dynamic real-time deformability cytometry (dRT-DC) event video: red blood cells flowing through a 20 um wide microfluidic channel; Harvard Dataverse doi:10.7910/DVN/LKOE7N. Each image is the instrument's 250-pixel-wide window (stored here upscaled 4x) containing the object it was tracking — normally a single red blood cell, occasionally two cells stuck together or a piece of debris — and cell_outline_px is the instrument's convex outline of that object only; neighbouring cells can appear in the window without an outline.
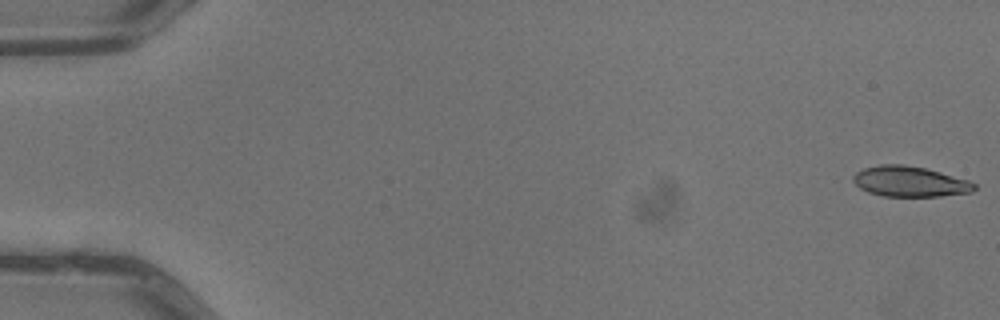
{"species": "common noctule bat (a hibernating species)", "species_latin": "Nyctalus noctula", "temperature_condition": "warm", "stored_images_in_passage": 5, "camera_frame_rate_fps": 3000, "um_per_image_px": 0.085, "animal": {"sex": "male", "body_mass_g": 13.3}, "frame": {"image": 1, "passage_image": 1, "time_ms": 0.0, "image_size_px": [1000, 320], "cell_outline_px": [[976, 188], [972, 192], [940, 196], [880, 196], [868, 192], [860, 188], [852, 180], [852, 176], [856, 172], [864, 168], [880, 164], [904, 164], [924, 168], [940, 172], [968, 180], [976, 184]], "centroid_in_image_um": [77.31, 15.43], "position_along_channel_um": 7.7, "area_um2": 21.5}}
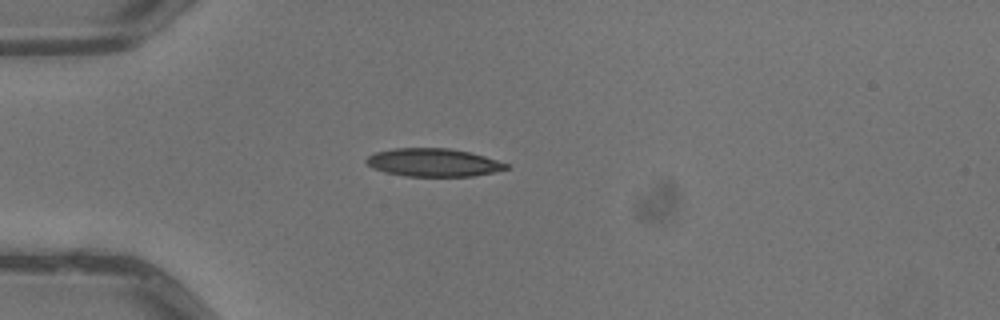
{"frame": {"image": 2, "passage_image": 4, "time_ms": 1.0, "image_size_px": [1000, 320], "cell_outline_px": [[512, 168], [472, 176], [404, 176], [384, 172], [372, 168], [364, 160], [368, 156], [376, 152], [396, 148], [448, 148], [468, 152], [484, 156], [508, 164]], "centroid_in_image_um": [36.82, 13.82], "position_along_channel_um": 48.2, "area_um2": 22.77}}